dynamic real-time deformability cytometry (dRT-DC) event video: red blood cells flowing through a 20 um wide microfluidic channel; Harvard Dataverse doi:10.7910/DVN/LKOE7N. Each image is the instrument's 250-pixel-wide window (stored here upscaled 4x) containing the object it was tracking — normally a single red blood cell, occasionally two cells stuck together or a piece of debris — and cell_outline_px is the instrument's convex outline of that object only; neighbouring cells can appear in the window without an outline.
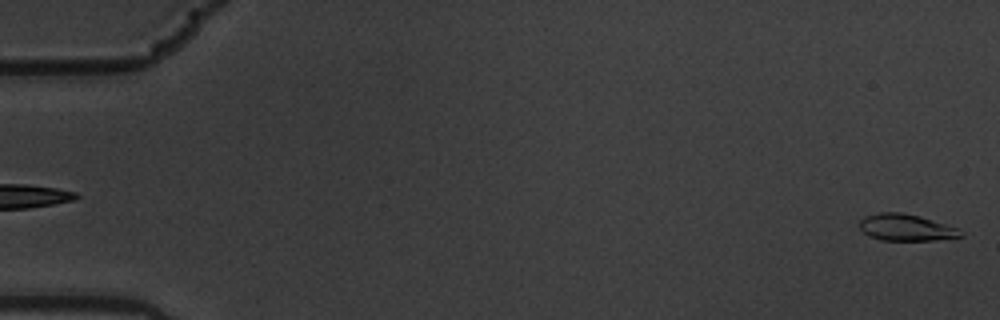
{"species": "common noctule bat (a hibernating species)", "species_latin": "Nyctalus noctula", "temperature_condition": "warm", "stored_images_in_passage": 5, "segment_of_instrument_passage": [2, 2], "camera_frame_rate_fps": 3000, "um_per_image_px": 0.085, "animal": {"sex": "male", "body_mass_g": 19.5, "forearm_length_mm": 54.6}, "frame": {"image": 1, "passage_image": 5, "time_ms": 1.333, "image_size_px": [1000, 320], "cell_outline_px": [[964, 236], [936, 240], [880, 240], [868, 236], [860, 228], [860, 220], [864, 216], [880, 212], [900, 212], [920, 216], [956, 228], [964, 232]], "centroid_in_image_um": [77.0, 19.34], "position_along_channel_um": 8.0, "area_um2": 15.66}}